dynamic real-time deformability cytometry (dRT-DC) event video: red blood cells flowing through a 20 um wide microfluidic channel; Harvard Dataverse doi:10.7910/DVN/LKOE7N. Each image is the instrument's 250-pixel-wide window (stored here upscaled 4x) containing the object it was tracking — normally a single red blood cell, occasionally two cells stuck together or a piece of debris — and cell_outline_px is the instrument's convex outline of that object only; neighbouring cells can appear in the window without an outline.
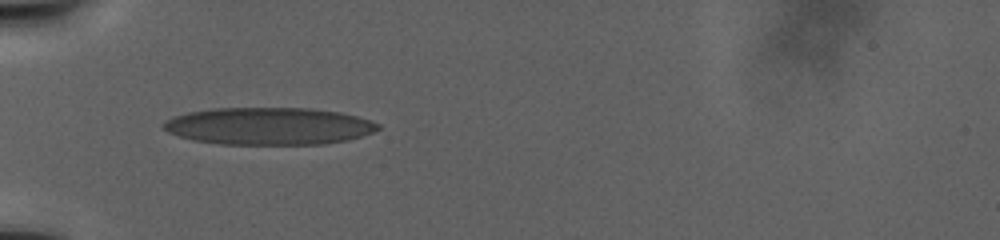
{"species": "human", "species_latin": "Homo sapiens", "temperature_condition": "warm", "stored_images_in_passage": 88, "camera_frame_rate_fps": 3000, "um_per_image_px": 0.085, "donor": {"sex": "male"}, "frame": {"image": 1, "passage_image": 1, "time_ms": 0.0, "image_size_px": [1000, 240], "cell_outline_px": [[380, 128], [372, 132], [348, 140], [324, 144], [220, 144], [192, 140], [168, 132], [160, 124], [164, 120], [172, 116], [188, 112], [212, 108], [312, 108], [340, 112], [356, 116], [380, 124]], "centroid_in_image_um": [22.81, 10.71], "position_along_channel_um": 62.2, "area_um2": 46.76}}
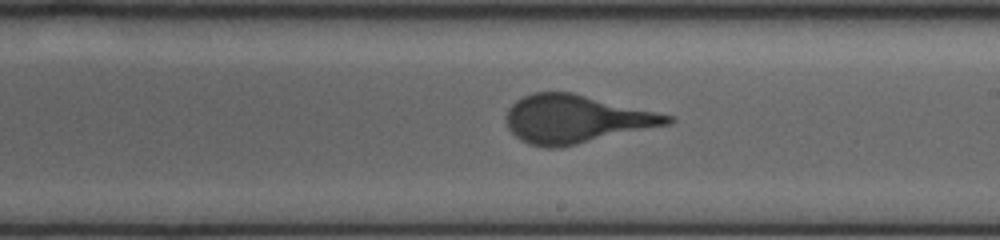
{"frame": {"image": 2, "passage_image": 39, "time_ms": 11.0, "image_size_px": [1000, 240], "cell_outline_px": [[676, 120], [672, 124], [560, 148], [544, 148], [528, 144], [520, 140], [508, 128], [504, 116], [508, 108], [516, 100], [532, 92], [572, 92], [676, 116]], "centroid_in_image_um": [48.98, 10.13], "position_along_channel_um": 240.0, "area_um2": 45.84}}
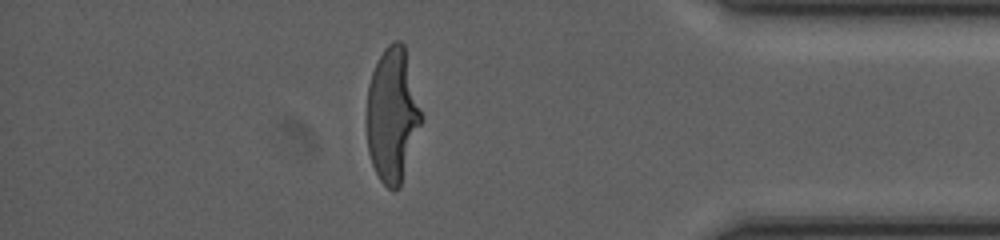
{"frame": {"image": 3, "passage_image": 75, "time_ms": 22.0, "image_size_px": [1000, 240], "cell_outline_px": [[424, 116], [400, 188], [392, 192], [380, 180], [372, 164], [368, 152], [368, 84], [372, 72], [384, 48], [392, 40], [400, 40], [404, 44]], "centroid_in_image_um": [33.39, 9.78], "position_along_channel_um": 401.8, "area_um2": 42.89}}